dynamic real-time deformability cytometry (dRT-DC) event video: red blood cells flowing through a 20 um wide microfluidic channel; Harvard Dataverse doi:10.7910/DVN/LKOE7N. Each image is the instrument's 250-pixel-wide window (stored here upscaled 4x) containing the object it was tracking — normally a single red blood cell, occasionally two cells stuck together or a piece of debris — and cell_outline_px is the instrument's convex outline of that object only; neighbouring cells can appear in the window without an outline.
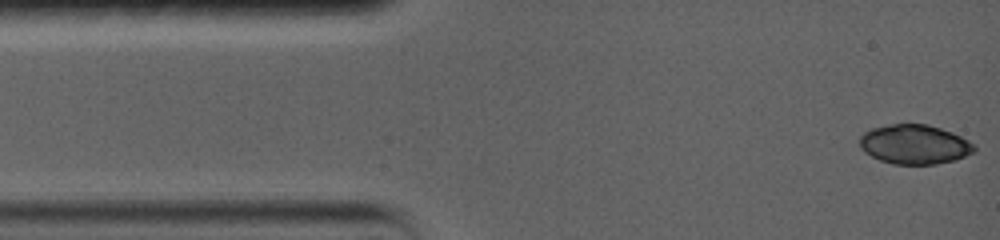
{"species": "common noctule bat (a hibernating species)", "species_latin": "Nyctalus noctula", "temperature_condition": "warm", "stored_images_in_passage": 5, "camera_frame_rate_fps": 5000, "um_per_image_px": 0.085, "animal": {"sex": "female", "body_mass_g": 19.0, "forearm_length_mm": 56.7}, "frame": {"image": 1, "passage_image": 1, "time_ms": 0.0, "image_size_px": [1000, 240], "cell_outline_px": [[976, 152], [956, 160], [936, 164], [892, 164], [880, 160], [864, 152], [860, 148], [860, 136], [864, 132], [872, 128], [888, 124], [928, 124], [952, 132], [968, 140], [976, 148]], "centroid_in_image_um": [77.74, 12.27], "position_along_channel_um": 7.3, "area_um2": 26.47}}
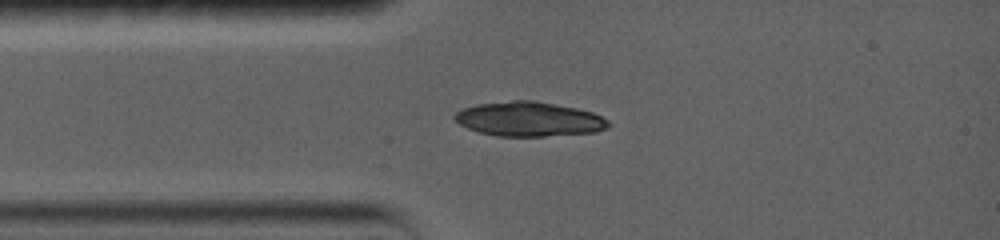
{"frame": {"image": 2, "passage_image": 5, "time_ms": 2.8, "image_size_px": [1000, 240], "cell_outline_px": [[612, 124], [608, 128], [596, 132], [544, 136], [496, 136], [480, 132], [468, 128], [460, 124], [452, 116], [456, 112], [464, 108], [476, 104], [512, 100], [532, 100], [576, 108], [592, 112], [608, 120]], "centroid_in_image_um": [44.98, 10.12], "position_along_channel_um": 40.0, "area_um2": 30.87}}